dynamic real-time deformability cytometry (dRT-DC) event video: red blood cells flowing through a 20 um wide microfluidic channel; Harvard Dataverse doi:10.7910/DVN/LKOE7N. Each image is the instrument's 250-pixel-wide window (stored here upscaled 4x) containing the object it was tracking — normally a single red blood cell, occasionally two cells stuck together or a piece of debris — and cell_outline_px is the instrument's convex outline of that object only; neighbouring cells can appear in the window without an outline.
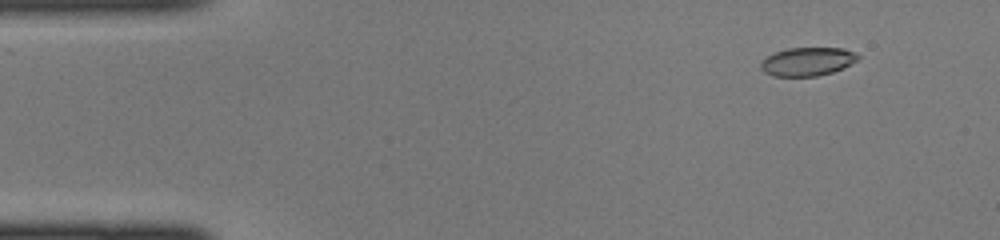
{"species": "common noctule bat (a hibernating species)", "species_latin": "Nyctalus noctula", "temperature_condition": "cold", "stored_images_in_passage": 41, "camera_frame_rate_fps": 3000, "um_per_image_px": 0.085, "animal": {"sex": "female", "body_mass_g": 22.0, "forearm_length_mm": 56.7}, "frame": {"image": 1, "passage_image": 1, "time_ms": 0.0, "image_size_px": [1000, 240], "cell_outline_px": [[860, 56], [856, 60], [844, 68], [832, 72], [816, 76], [772, 76], [764, 72], [760, 68], [760, 64], [768, 56], [776, 52], [788, 48], [844, 48]], "centroid_in_image_um": [68.62, 5.24], "position_along_channel_um": 16.4, "area_um2": 15.95}}
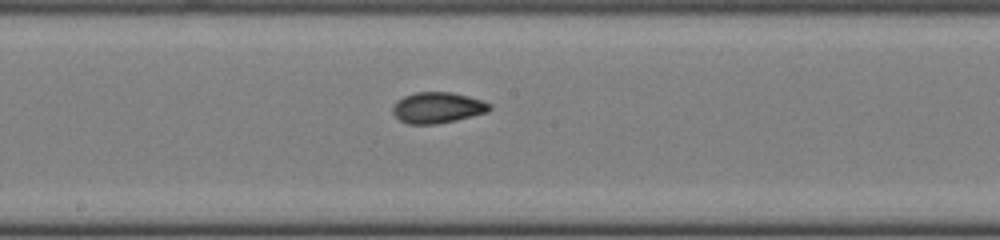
{"frame": {"image": 2, "passage_image": 20, "time_ms": 6.333, "image_size_px": [1000, 240], "cell_outline_px": [[492, 108], [488, 112], [456, 120], [436, 124], [408, 124], [400, 120], [392, 112], [392, 108], [396, 100], [404, 96], [416, 92], [452, 92], [484, 100], [492, 104]], "centroid_in_image_um": [37.21, 9.14], "position_along_channel_um": 211.0, "area_um2": 17.63}}
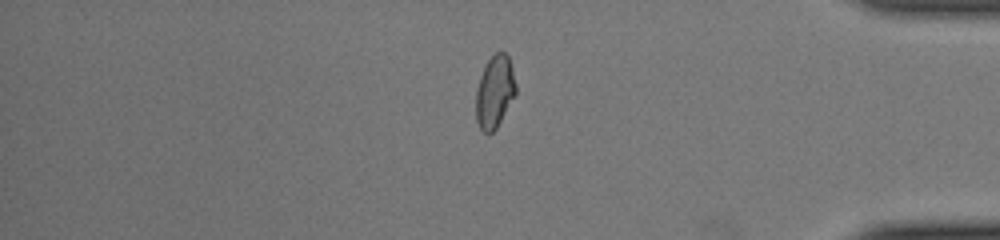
{"frame": {"image": 3, "passage_image": 34, "time_ms": 11.0, "image_size_px": [1000, 240], "cell_outline_px": [[516, 96], [496, 128], [492, 132], [484, 132], [480, 128], [476, 120], [476, 88], [480, 76], [488, 60], [496, 52], [504, 52], [508, 56], [512, 68], [516, 84]], "centroid_in_image_um": [42.06, 7.81], "position_along_channel_um": 393.1, "area_um2": 16.82}}